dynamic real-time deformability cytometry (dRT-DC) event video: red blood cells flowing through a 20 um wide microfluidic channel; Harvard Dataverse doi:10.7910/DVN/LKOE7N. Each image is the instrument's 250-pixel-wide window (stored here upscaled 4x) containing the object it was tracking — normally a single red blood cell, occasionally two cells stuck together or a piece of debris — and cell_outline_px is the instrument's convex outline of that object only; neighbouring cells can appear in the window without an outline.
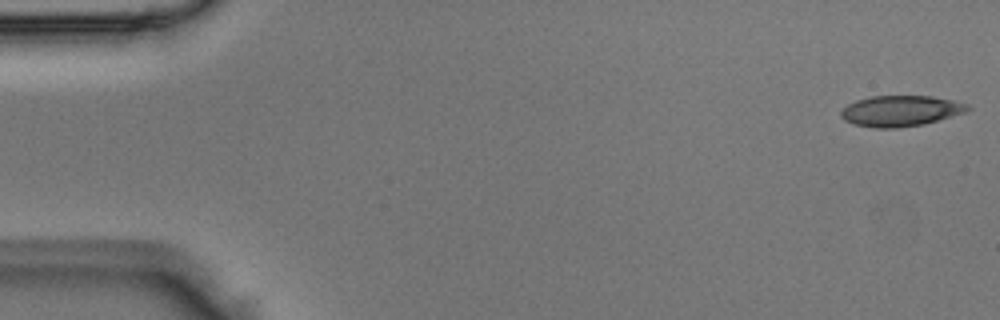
{"species": "Egyptian fruit bat (a non-hibernating species)", "species_latin": "Rousettus aegyptiacus", "temperature_condition": "room temperature", "stored_images_in_passage": 52, "camera_frame_rate_fps": 3000, "um_per_image_px": 0.085, "animal": {"sex": "male"}, "frame": {"image": 1, "passage_image": 1, "time_ms": 0.0, "image_size_px": [1000, 320], "cell_outline_px": [[972, 108], [964, 112], [924, 124], [896, 128], [872, 128], [852, 124], [844, 120], [840, 116], [840, 112], [848, 104], [856, 100], [872, 96], [932, 96], [952, 100], [968, 104]], "centroid_in_image_um": [76.51, 9.43], "position_along_channel_um": 8.5, "area_um2": 22.72}}
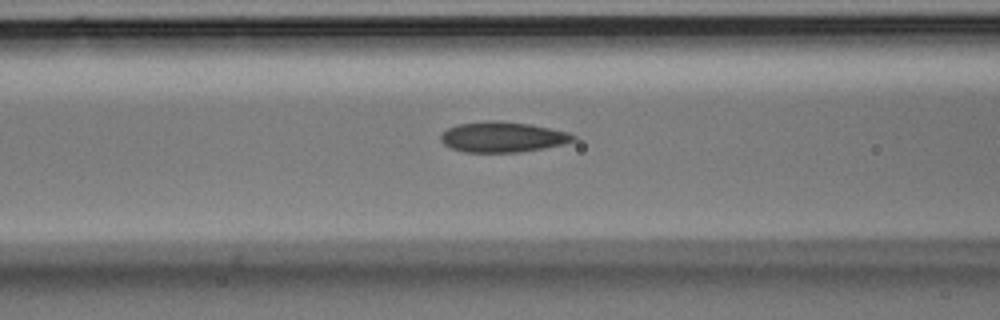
{"frame": {"image": 2, "passage_image": 20, "time_ms": 6.333, "image_size_px": [1000, 320], "cell_outline_px": [[576, 140], [564, 144], [544, 148], [520, 152], [464, 152], [448, 148], [440, 140], [440, 136], [448, 128], [460, 124], [488, 120], [500, 120], [528, 124], [568, 132], [576, 136]], "centroid_in_image_um": [42.71, 11.65], "position_along_channel_um": 123.9, "area_um2": 23.52}}
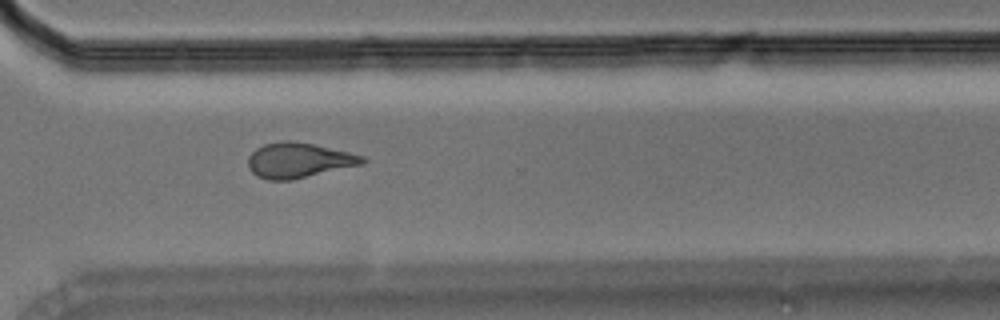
{"frame": {"image": 3, "passage_image": 37, "time_ms": 12.0, "image_size_px": [1000, 320], "cell_outline_px": [[368, 160], [364, 164], [292, 180], [268, 180], [252, 172], [248, 168], [248, 156], [256, 148], [264, 144], [280, 140], [288, 140], [312, 144], [348, 152], [364, 156]], "centroid_in_image_um": [25.39, 13.62], "position_along_channel_um": 345.2, "area_um2": 23.41}}